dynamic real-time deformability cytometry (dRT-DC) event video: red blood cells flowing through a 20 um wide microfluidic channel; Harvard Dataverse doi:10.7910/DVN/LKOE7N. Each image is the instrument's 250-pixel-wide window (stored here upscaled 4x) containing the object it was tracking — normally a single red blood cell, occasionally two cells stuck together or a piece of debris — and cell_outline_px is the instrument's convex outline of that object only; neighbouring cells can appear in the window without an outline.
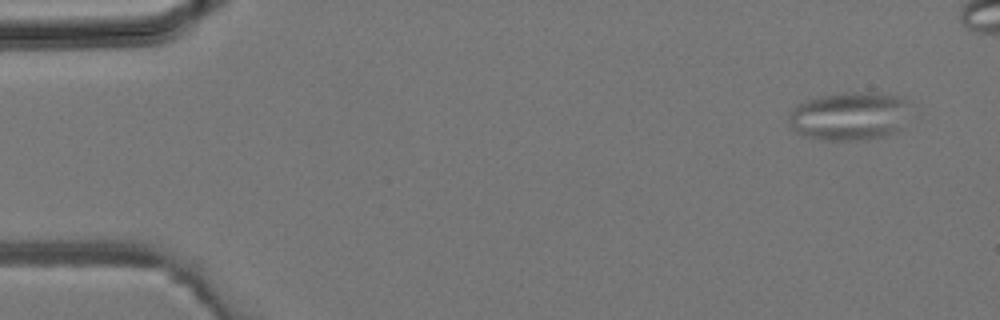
{"species": "common noctule bat (a hibernating species)", "species_latin": "Nyctalus noctula", "temperature_condition": "room temperature", "stored_images_in_passage": 5, "camera_frame_rate_fps": 3000, "um_per_image_px": 0.085, "animal": {"sex": "male", "body_mass_g": 19.2, "forearm_length_mm": 51.8}, "frame": {"image": 1, "passage_image": 1, "time_ms": 0.0, "image_size_px": [1000, 320], "cell_outline_px": [[904, 104], [900, 128], [884, 136], [860, 140], [824, 140], [804, 136], [796, 132], [792, 128], [788, 120], [788, 112], [792, 108], [808, 100], [820, 96], [844, 92], [876, 92], [900, 96], [904, 100]], "centroid_in_image_um": [72.08, 9.87], "position_along_channel_um": 12.9, "area_um2": 33.58}}